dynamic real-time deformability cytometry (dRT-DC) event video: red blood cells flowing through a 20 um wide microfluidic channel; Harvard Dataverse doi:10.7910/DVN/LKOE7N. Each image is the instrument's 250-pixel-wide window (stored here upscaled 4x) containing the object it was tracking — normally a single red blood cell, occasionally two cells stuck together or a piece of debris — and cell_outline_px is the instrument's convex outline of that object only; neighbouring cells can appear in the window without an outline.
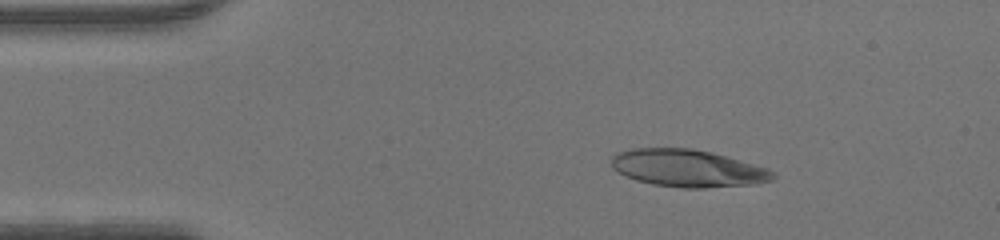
{"species": "human", "species_latin": "Homo sapiens", "temperature_condition": "warm", "stored_images_in_passage": 46, "camera_frame_rate_fps": 3000, "um_per_image_px": 0.085, "donor": {"sex": "male"}, "frame": {"image": 1, "passage_image": 7, "time_ms": 2.0, "image_size_px": [1000, 240], "cell_outline_px": [[776, 176], [772, 180], [748, 184], [704, 188], [684, 188], [652, 184], [636, 180], [612, 168], [612, 156], [616, 152], [632, 148], [692, 148], [724, 156], [768, 168], [776, 172]], "centroid_in_image_um": [58.44, 14.29], "position_along_channel_um": 26.6, "area_um2": 34.8}}
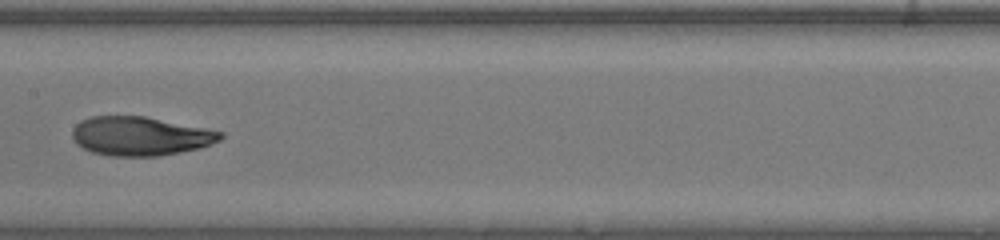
{"frame": {"image": 2, "passage_image": 23, "time_ms": 7.333, "image_size_px": [1000, 240], "cell_outline_px": [[224, 136], [220, 140], [212, 144], [200, 148], [160, 156], [112, 156], [92, 152], [76, 144], [72, 136], [72, 128], [80, 120], [92, 116], [144, 116], [224, 132]], "centroid_in_image_um": [11.91, 11.57], "position_along_channel_um": 195.5, "area_um2": 33.64}}
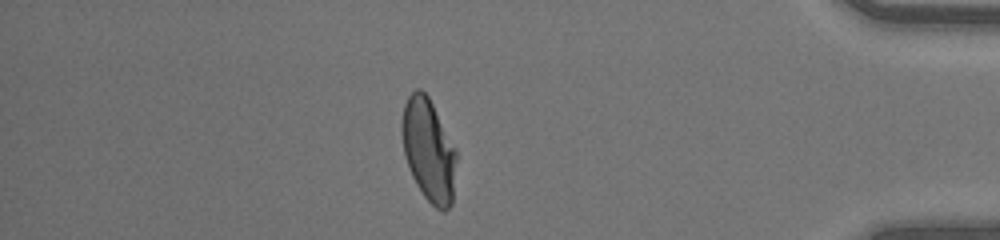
{"frame": {"image": 3, "passage_image": 40, "time_ms": 13.0, "image_size_px": [1000, 240], "cell_outline_px": [[456, 160], [452, 204], [444, 212], [436, 208], [424, 196], [416, 184], [412, 176], [404, 156], [400, 132], [400, 124], [404, 104], [408, 96], [416, 88], [420, 88], [428, 96], [456, 152]], "centroid_in_image_um": [36.39, 12.76], "position_along_channel_um": 398.8, "area_um2": 32.43}}